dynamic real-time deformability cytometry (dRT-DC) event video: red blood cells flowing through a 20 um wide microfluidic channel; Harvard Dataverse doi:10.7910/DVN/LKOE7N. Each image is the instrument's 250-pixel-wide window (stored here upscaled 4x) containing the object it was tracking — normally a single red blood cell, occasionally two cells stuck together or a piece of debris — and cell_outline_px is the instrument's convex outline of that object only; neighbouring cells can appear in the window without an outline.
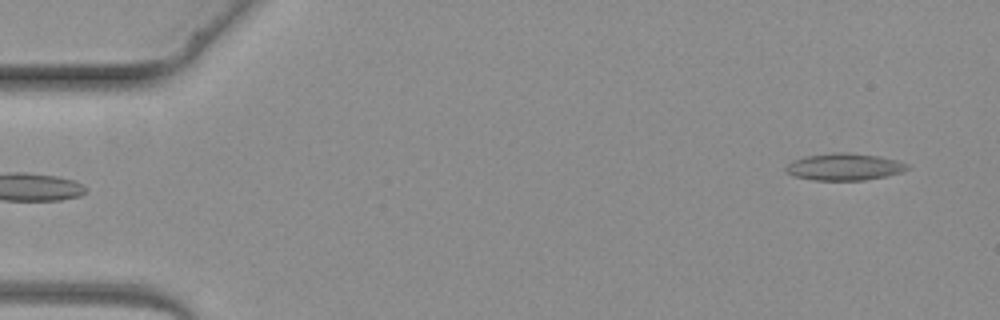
{"species": "common noctule bat (a hibernating species)", "species_latin": "Nyctalus noctula", "temperature_condition": "warm", "stored_images_in_passage": 5, "camera_frame_rate_fps": 3000, "um_per_image_px": 0.085, "animal": {"sex": "female", "body_mass_g": 19.3, "forearm_length_mm": 54.1}, "frame": {"image": 1, "passage_image": 5, "time_ms": 4.667, "image_size_px": [1000, 320], "cell_outline_px": [[912, 168], [904, 172], [864, 180], [816, 180], [796, 176], [784, 172], [784, 168], [792, 160], [804, 156], [832, 152], [848, 152], [880, 156], [896, 160], [908, 164]], "centroid_in_image_um": [71.78, 14.17], "position_along_channel_um": 13.2, "area_um2": 19.31}}